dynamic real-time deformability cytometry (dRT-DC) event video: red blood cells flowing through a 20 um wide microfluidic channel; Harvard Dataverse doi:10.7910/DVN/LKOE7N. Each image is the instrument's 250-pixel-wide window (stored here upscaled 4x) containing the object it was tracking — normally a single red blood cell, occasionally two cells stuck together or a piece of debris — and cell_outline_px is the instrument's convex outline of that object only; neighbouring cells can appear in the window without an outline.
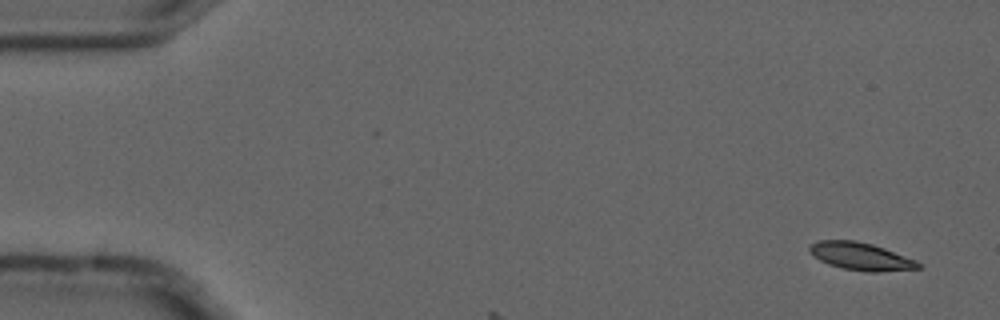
{"species": "common noctule bat (a hibernating species)", "species_latin": "Nyctalus noctula", "temperature_condition": "cold", "stored_images_in_passage": 3, "camera_frame_rate_fps": 3000, "um_per_image_px": 0.085, "animal": {"sex": "male", "forearm_length_mm": 52.5}, "frame": {"image": 1, "passage_image": 1, "time_ms": 0.0, "image_size_px": [1000, 320], "cell_outline_px": [[920, 268], [880, 272], [868, 272], [844, 268], [828, 264], [812, 256], [808, 252], [808, 248], [812, 244], [820, 240], [856, 240], [872, 244], [884, 248], [916, 260], [920, 264]], "centroid_in_image_um": [73.14, 21.79], "position_along_channel_um": 11.9, "area_um2": 17.46}}